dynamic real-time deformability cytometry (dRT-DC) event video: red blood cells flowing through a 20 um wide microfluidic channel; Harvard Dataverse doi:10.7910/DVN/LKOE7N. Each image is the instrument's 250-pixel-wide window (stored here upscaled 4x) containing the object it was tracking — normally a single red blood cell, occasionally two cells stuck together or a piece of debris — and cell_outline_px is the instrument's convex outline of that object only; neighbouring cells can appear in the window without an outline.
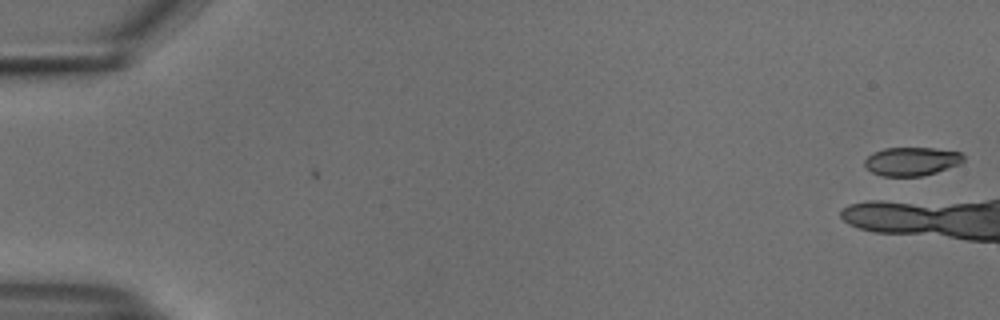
{"species": "common noctule bat (a hibernating species)", "species_latin": "Nyctalus noctula", "temperature_condition": "cold", "stored_images_in_passage": 2, "camera_frame_rate_fps": 3000, "um_per_image_px": 0.085, "animal": {"sex": "male", "body_mass_g": 18.8}, "frame": {"image": 1, "passage_image": 2, "time_ms": 0.333, "image_size_px": [1000, 320], "cell_outline_px": [[964, 160], [960, 164], [924, 176], [884, 176], [872, 172], [864, 164], [864, 160], [872, 152], [884, 148], [936, 148], [960, 152], [964, 156]], "centroid_in_image_um": [77.5, 13.71], "position_along_channel_um": 7.5, "area_um2": 16.47}}